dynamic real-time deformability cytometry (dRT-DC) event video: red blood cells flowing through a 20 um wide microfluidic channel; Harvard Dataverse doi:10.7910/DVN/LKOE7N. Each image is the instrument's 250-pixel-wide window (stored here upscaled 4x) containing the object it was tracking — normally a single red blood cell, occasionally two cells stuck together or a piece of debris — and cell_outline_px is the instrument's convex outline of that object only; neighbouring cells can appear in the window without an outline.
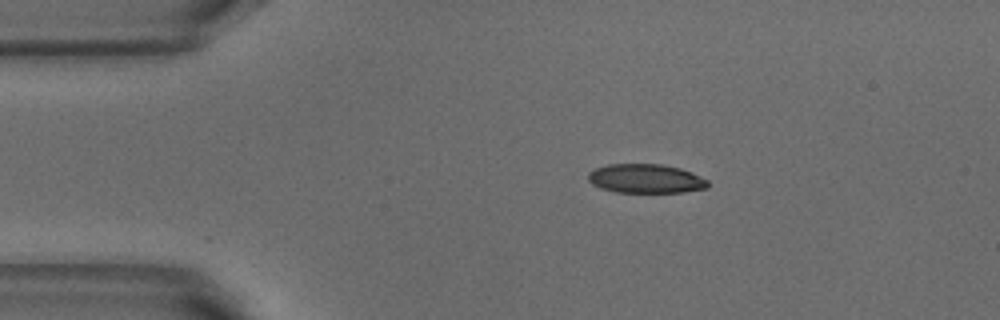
{"species": "common noctule bat (a hibernating species)", "species_latin": "Nyctalus noctula", "temperature_condition": "warm", "stored_images_in_passage": 28, "camera_frame_rate_fps": 3000, "um_per_image_px": 0.085, "animal": {"sex": "male", "body_mass_g": 18.8}, "frame": {"image": 1, "passage_image": 1, "time_ms": 0.0, "image_size_px": [1000, 320], "cell_outline_px": [[708, 188], [684, 192], [616, 192], [600, 188], [592, 184], [588, 180], [588, 172], [596, 168], [608, 164], [660, 164], [680, 168], [692, 172], [708, 180]], "centroid_in_image_um": [54.89, 15.18], "position_along_channel_um": 30.1, "area_um2": 20.35}}
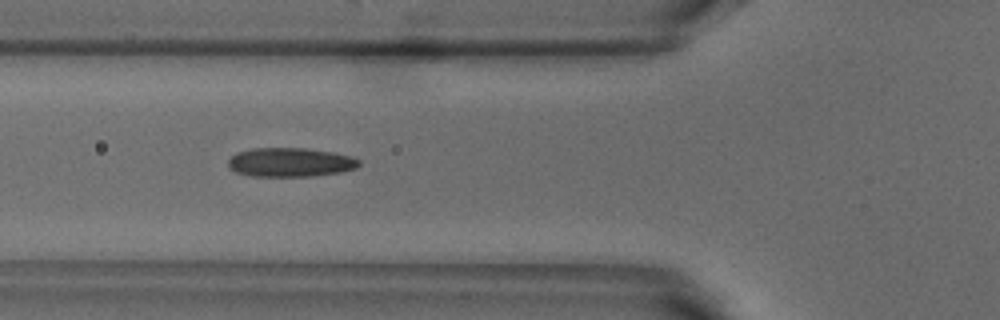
{"frame": {"image": 2, "passage_image": 10, "time_ms": 3.0, "image_size_px": [1000, 320], "cell_outline_px": [[360, 164], [356, 168], [340, 172], [312, 176], [252, 176], [236, 172], [228, 164], [228, 160], [236, 152], [252, 148], [308, 148], [332, 152], [352, 156], [360, 160]], "centroid_in_image_um": [24.69, 13.78], "position_along_channel_um": 101.1, "area_um2": 22.14}}
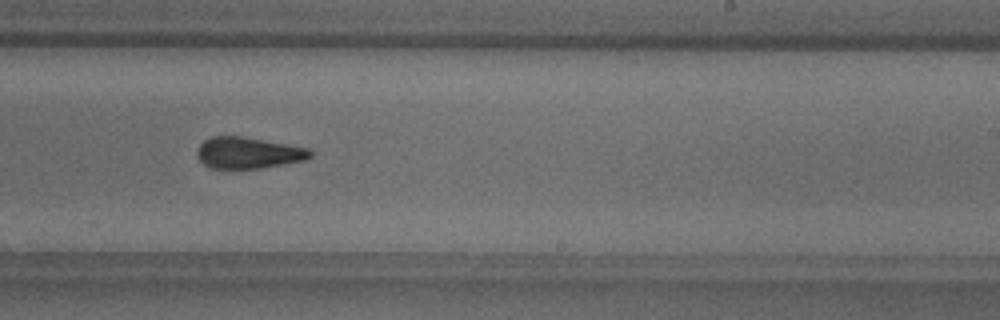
{"frame": {"image": 3, "passage_image": 23, "time_ms": 7.333, "image_size_px": [1000, 320], "cell_outline_px": [[312, 156], [308, 160], [260, 168], [212, 168], [204, 164], [196, 156], [196, 148], [204, 140], [212, 136], [240, 136], [308, 148], [312, 152]], "centroid_in_image_um": [21.09, 12.99], "position_along_channel_um": 267.9, "area_um2": 20.63}}